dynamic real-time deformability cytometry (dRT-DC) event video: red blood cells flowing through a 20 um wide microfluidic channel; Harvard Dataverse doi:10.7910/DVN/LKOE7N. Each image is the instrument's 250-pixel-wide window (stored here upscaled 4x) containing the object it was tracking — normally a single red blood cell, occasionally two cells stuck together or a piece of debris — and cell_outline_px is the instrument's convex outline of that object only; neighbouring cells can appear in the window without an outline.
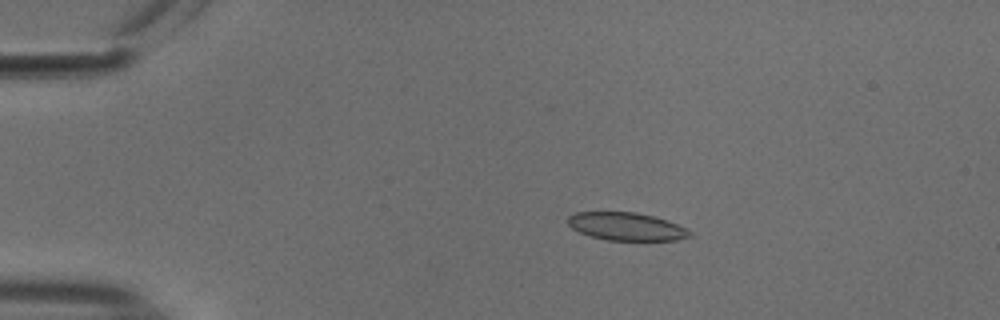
{"species": "common noctule bat (a hibernating species)", "species_latin": "Nyctalus noctula", "temperature_condition": "cold", "stored_images_in_passage": 54, "camera_frame_rate_fps": 3000, "um_per_image_px": 0.085, "animal": {"sex": "male", "body_mass_g": 18.8}, "frame": {"image": 1, "passage_image": 11, "time_ms": 3.333, "image_size_px": [1000, 320], "cell_outline_px": [[692, 236], [676, 240], [608, 240], [588, 236], [572, 228], [568, 224], [568, 216], [576, 212], [636, 212], [668, 220], [692, 232]], "centroid_in_image_um": [53.23, 19.25], "position_along_channel_um": 31.8, "area_um2": 19.77}}
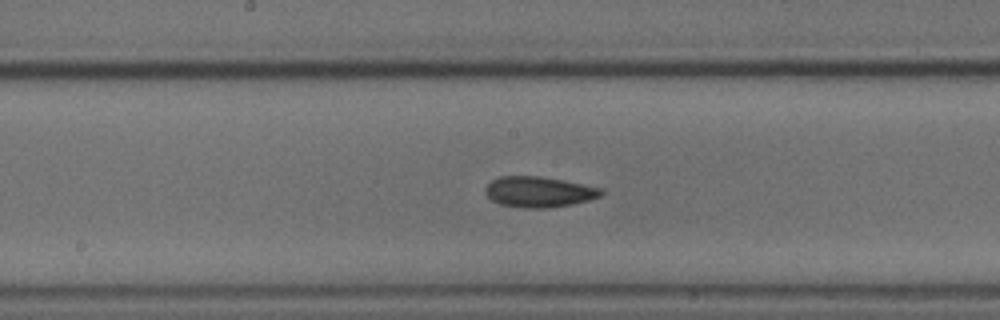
{"frame": {"image": 2, "passage_image": 29, "time_ms": 9.333, "image_size_px": [1000, 320], "cell_outline_px": [[604, 192], [600, 196], [588, 200], [572, 204], [544, 208], [520, 208], [500, 204], [492, 200], [484, 192], [484, 188], [492, 180], [500, 176], [540, 176], [600, 188]], "centroid_in_image_um": [45.75, 16.31], "position_along_channel_um": 202.5, "area_um2": 20.46}}
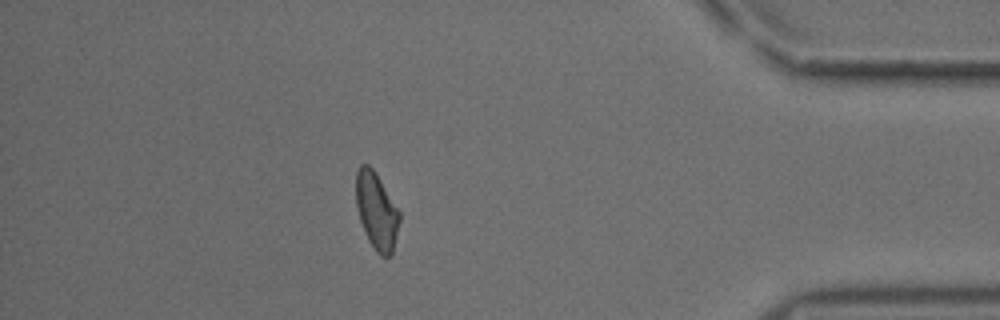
{"frame": {"image": 3, "passage_image": 48, "time_ms": 15.667, "image_size_px": [1000, 320], "cell_outline_px": [[400, 220], [392, 252], [388, 256], [380, 256], [376, 252], [368, 240], [360, 220], [356, 204], [356, 172], [360, 164], [368, 164], [372, 168], [380, 180], [400, 212]], "centroid_in_image_um": [31.99, 17.93], "position_along_channel_um": 403.2, "area_um2": 19.25}, "authors_computed_cell_mechanics": {"area_um2": 20.4034, "velocity_mm_per_s": 3.7594, "shape_relaxation_time_tau1_ms": 3.8859, "shape_relaxation_time_tau2_ms": 4.3555, "deformation_change_tau1": 0.084, "deformation_change_tau2": 0.0858}}